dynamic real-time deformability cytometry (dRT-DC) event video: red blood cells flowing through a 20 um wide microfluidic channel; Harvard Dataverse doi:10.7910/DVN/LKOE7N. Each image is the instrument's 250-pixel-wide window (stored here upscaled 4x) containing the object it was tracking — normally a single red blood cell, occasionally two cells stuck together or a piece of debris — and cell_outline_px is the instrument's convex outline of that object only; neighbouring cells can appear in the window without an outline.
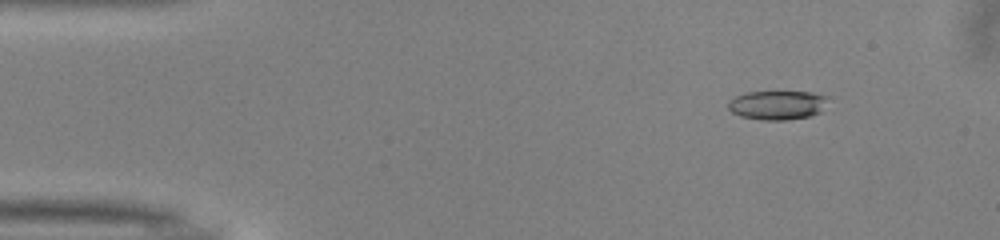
{"species": "common noctule bat (a hibernating species)", "species_latin": "Nyctalus noctula", "temperature_condition": "warm", "stored_images_in_passage": 51, "camera_frame_rate_fps": 3000, "um_per_image_px": 0.085, "animal": {"sex": "male", "body_mass_g": 13.0, "forearm_length_mm": 53.1}, "frame": {"image": 1, "passage_image": 6, "time_ms": 1.667, "image_size_px": [1000, 240], "cell_outline_px": [[828, 96], [820, 112], [808, 116], [788, 120], [760, 120], [740, 116], [732, 112], [728, 108], [728, 100], [736, 96], [748, 92], [812, 92]], "centroid_in_image_um": [66.03, 8.93], "position_along_channel_um": 19.0, "area_um2": 16.82}}
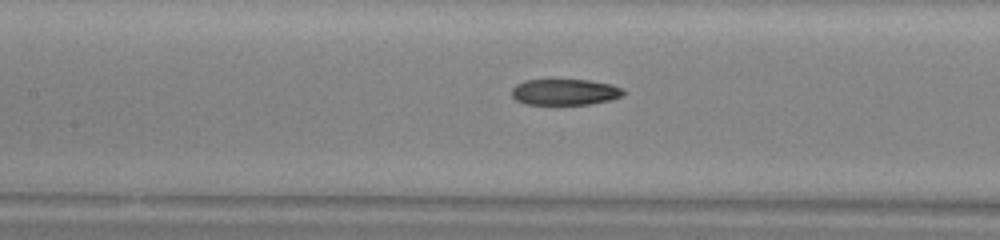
{"frame": {"image": 2, "passage_image": 23, "time_ms": 7.333, "image_size_px": [1000, 240], "cell_outline_px": [[624, 96], [608, 100], [588, 104], [524, 104], [516, 100], [512, 96], [512, 88], [516, 84], [524, 80], [588, 80], [612, 84], [624, 88]], "centroid_in_image_um": [48.02, 7.82], "position_along_channel_um": 159.4, "area_um2": 16.99}}
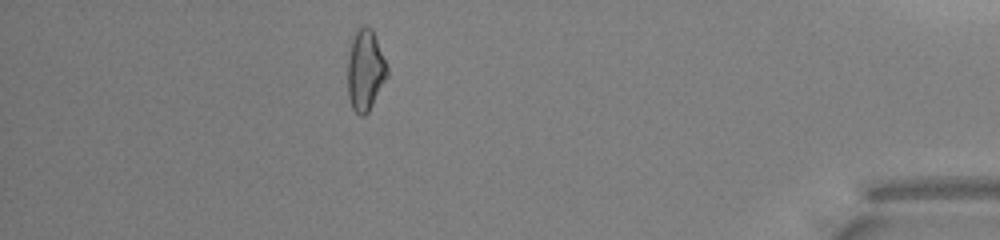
{"frame": {"image": 3, "passage_image": 45, "time_ms": 14.667, "image_size_px": [1000, 240], "cell_outline_px": [[388, 76], [368, 112], [364, 116], [360, 116], [352, 108], [348, 96], [348, 52], [352, 36], [356, 28], [364, 24], [372, 28], [388, 68]], "centroid_in_image_um": [31.03, 5.93], "position_along_channel_um": 404.2, "area_um2": 18.9}, "authors_computed_cell_mechanics": {"area_um2": 17.918, "velocity_mm_per_s": 4.0469, "shape_relaxation_time_tau1_ms": 6.5131, "shape_relaxation_time_tau2_ms": 5.6069, "deformation_change_tau1": 0.1791, "deformation_change_tau2": 0.1548}}